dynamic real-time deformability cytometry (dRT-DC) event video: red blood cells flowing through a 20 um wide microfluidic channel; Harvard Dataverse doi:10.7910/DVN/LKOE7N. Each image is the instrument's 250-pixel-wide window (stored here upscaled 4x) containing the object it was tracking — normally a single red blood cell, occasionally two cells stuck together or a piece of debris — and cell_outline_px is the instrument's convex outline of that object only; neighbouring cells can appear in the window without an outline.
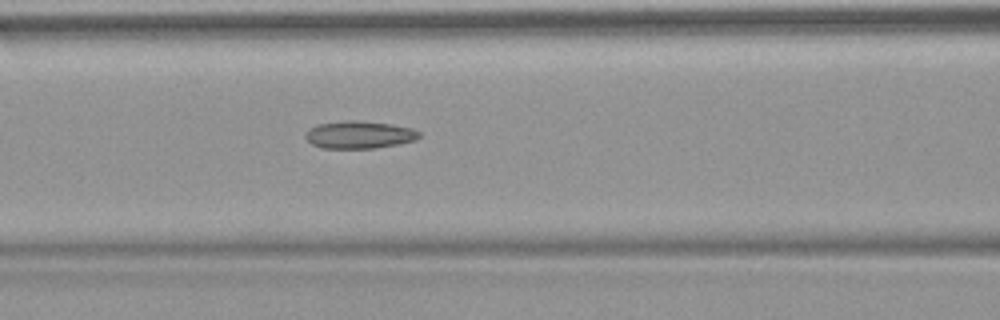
{"species": "common noctule bat (a hibernating species)", "species_latin": "Nyctalus noctula", "temperature_condition": "warm", "stored_images_in_passage": 53, "camera_frame_rate_fps": 3000, "um_per_image_px": 0.085, "animal": {"sex": "female", "body_mass_g": 18.4}, "frame": {"image": 1, "passage_image": 23, "time_ms": 7.333, "image_size_px": [1000, 320], "cell_outline_px": [[420, 136], [416, 140], [376, 148], [320, 148], [312, 144], [304, 136], [308, 128], [316, 124], [348, 120], [360, 120], [392, 124], [412, 128], [420, 132]], "centroid_in_image_um": [30.52, 11.44], "position_along_channel_um": 136.1, "area_um2": 18.38}, "authors_computed_cell_mechanics": {"area_um2": 18.3804, "velocity_mm_per_s": 3.8441, "shape_relaxation_time_tau1_ms": null, "shape_relaxation_time_tau2_ms": 5.7614, "deformation_change_tau1": null, "deformation_change_tau2": 0.1612}}